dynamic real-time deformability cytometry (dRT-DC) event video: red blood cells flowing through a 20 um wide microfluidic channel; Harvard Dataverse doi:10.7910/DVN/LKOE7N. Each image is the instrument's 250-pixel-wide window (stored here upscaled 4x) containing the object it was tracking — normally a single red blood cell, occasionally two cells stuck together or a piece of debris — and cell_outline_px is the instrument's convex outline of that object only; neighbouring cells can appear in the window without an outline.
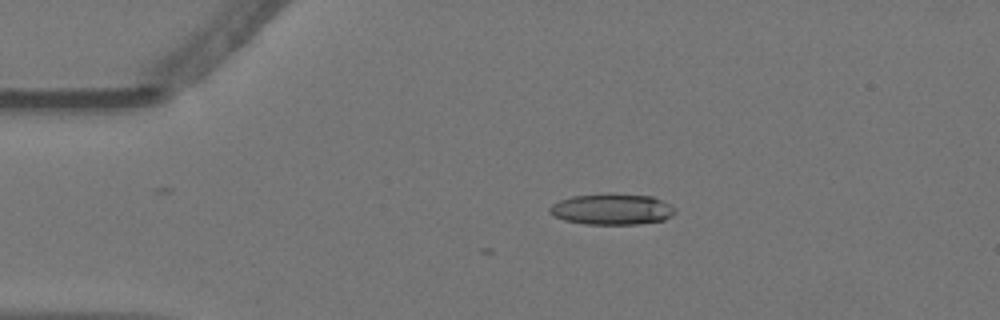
{"species": "Egyptian fruit bat (a non-hibernating species)", "species_latin": "Rousettus aegyptiacus", "temperature_condition": "warm", "stored_images_in_passage": 3, "camera_frame_rate_fps": 3000, "um_per_image_px": 0.085, "animal": {"sex": "female"}, "frame": {"image": 1, "passage_image": 3, "time_ms": 0.667, "image_size_px": [1000, 320], "cell_outline_px": [[676, 212], [672, 216], [664, 220], [640, 224], [584, 224], [564, 220], [552, 216], [548, 212], [548, 208], [552, 204], [560, 200], [572, 196], [652, 196], [676, 208]], "centroid_in_image_um": [51.99, 17.84], "position_along_channel_um": 33.0, "area_um2": 21.96}}